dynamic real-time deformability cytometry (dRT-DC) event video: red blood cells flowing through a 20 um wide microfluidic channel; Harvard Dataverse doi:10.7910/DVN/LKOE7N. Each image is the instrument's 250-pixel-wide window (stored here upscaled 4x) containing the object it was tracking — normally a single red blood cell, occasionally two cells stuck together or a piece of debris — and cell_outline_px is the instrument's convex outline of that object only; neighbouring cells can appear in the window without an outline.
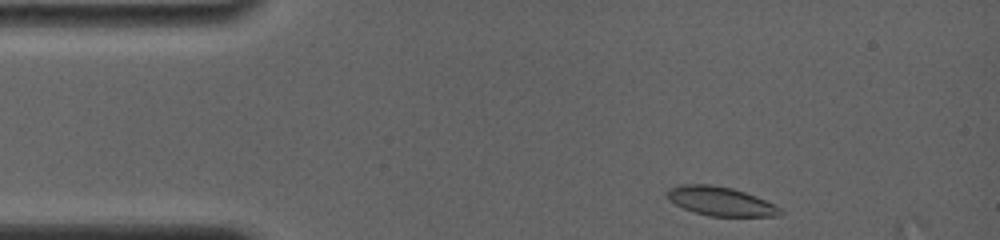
{"species": "common noctule bat (a hibernating species)", "species_latin": "Nyctalus noctula", "temperature_condition": "room temperature", "stored_images_in_passage": 3, "camera_frame_rate_fps": 4000, "um_per_image_px": 0.085, "animal": {"sex": "female", "body_mass_g": 19.0, "forearm_length_mm": 56.7}, "frame": {"image": 1, "passage_image": 1, "time_ms": 0.0, "image_size_px": [1000, 240], "cell_outline_px": [[784, 212], [780, 216], [708, 216], [684, 208], [668, 200], [668, 188], [680, 184], [712, 184], [732, 188], [756, 196], [780, 208]], "centroid_in_image_um": [61.24, 17.1], "position_along_channel_um": 23.8, "area_um2": 18.96}}